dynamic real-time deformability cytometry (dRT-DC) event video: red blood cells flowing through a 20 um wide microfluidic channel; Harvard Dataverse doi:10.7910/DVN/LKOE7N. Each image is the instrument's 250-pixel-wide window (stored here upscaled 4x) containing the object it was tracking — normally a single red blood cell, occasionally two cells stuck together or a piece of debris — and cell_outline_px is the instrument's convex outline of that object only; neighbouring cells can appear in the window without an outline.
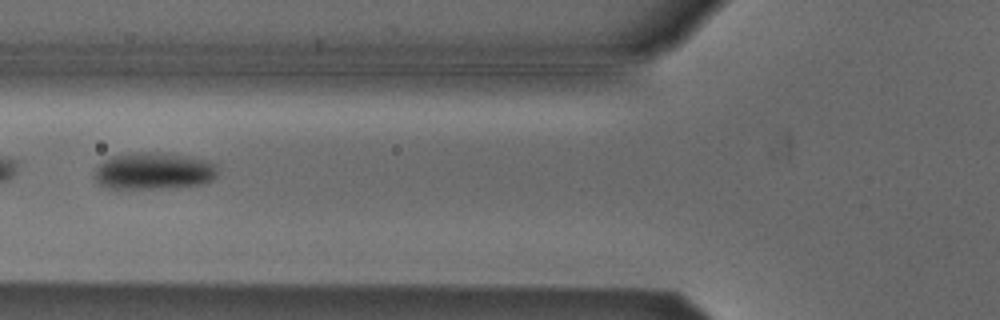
{"species": "Egyptian fruit bat (a non-hibernating species)", "species_latin": "Rousettus aegyptiacus", "temperature_condition": "cold", "stored_images_in_passage": 6, "camera_frame_rate_fps": 3000, "um_per_image_px": 0.085, "animal": {"sex": "male"}, "frame": {"image": 1, "passage_image": 4, "time_ms": 1.0, "image_size_px": [1000, 320], "cell_outline_px": [[216, 176], [212, 180], [204, 184], [164, 188], [108, 188], [100, 184], [92, 176], [96, 168], [104, 160], [112, 156], [140, 152], [156, 152], [188, 156], [208, 160], [216, 164]], "centroid_in_image_um": [13.07, 14.53], "position_along_channel_um": 112.7, "area_um2": 26.53}}